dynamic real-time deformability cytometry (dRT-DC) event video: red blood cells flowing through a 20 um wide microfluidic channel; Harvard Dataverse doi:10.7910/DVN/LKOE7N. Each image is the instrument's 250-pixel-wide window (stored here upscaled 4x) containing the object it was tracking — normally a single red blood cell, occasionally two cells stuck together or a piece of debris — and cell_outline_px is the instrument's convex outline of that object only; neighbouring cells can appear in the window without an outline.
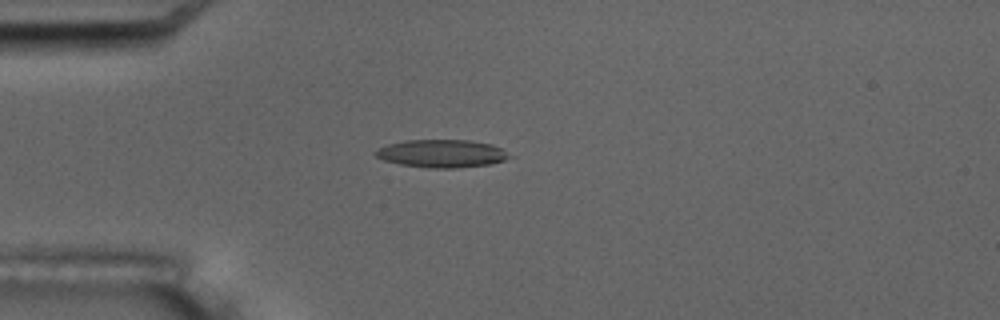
{"species": "common noctule bat (a hibernating species)", "species_latin": "Nyctalus noctula", "temperature_condition": "room temperature", "stored_images_in_passage": 2, "camera_frame_rate_fps": 3000, "um_per_image_px": 0.085, "animal": {"sex": "male", "body_mass_g": 17.5, "forearm_length_mm": 52.3}, "frame": {"image": 1, "passage_image": 2, "time_ms": 1.333, "image_size_px": [1000, 320], "cell_outline_px": [[516, 156], [492, 164], [452, 168], [428, 168], [400, 164], [384, 160], [376, 156], [372, 152], [376, 148], [388, 144], [404, 140], [468, 140], [492, 144]], "centroid_in_image_um": [37.56, 13.05], "position_along_channel_um": 47.4, "area_um2": 21.96}}